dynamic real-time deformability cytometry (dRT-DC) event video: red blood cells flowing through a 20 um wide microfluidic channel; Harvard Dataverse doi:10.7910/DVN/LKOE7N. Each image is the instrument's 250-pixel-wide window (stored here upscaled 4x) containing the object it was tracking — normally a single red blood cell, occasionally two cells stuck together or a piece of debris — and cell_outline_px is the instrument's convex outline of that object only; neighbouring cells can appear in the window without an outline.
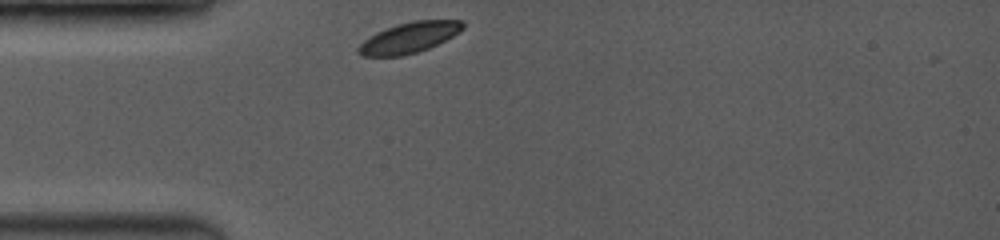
{"species": "common noctule bat (a hibernating species)", "species_latin": "Nyctalus noctula", "temperature_condition": "room temperature", "stored_images_in_passage": 35, "camera_frame_rate_fps": 3500, "um_per_image_px": 0.085, "animal": {"sex": "female", "body_mass_g": 19.0, "forearm_length_mm": 53.3}, "frame": {"image": 1, "passage_image": 1, "time_ms": 0.0, "image_size_px": [1000, 240], "cell_outline_px": [[464, 28], [460, 32], [428, 48], [404, 56], [360, 56], [356, 52], [356, 48], [364, 40], [376, 32], [396, 24], [412, 20], [464, 20]], "centroid_in_image_um": [34.75, 3.19], "position_along_channel_um": 50.2, "area_um2": 18.73}}
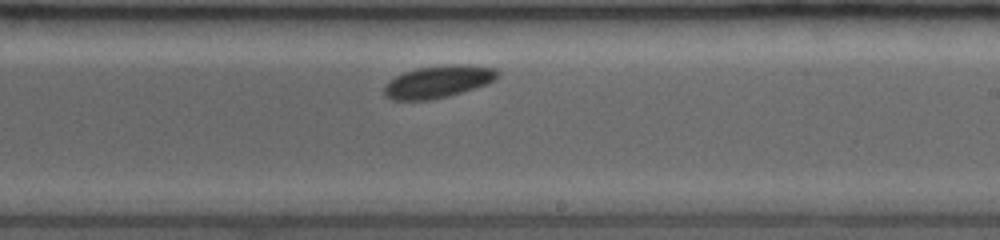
{"frame": {"image": 2, "passage_image": 20, "time_ms": 5.429, "image_size_px": [1000, 240], "cell_outline_px": [[500, 72], [496, 80], [488, 84], [448, 96], [428, 100], [392, 100], [384, 96], [384, 84], [388, 80], [404, 72], [416, 68], [452, 64], [464, 64], [496, 68]], "centroid_in_image_um": [37.24, 6.94], "position_along_channel_um": 251.8, "area_um2": 21.56}}
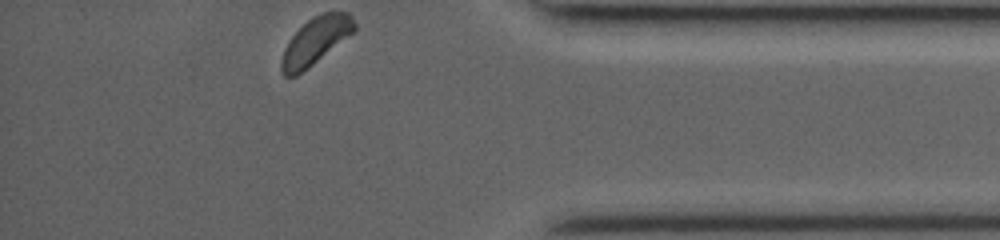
{"frame": {"image": 3, "passage_image": 35, "time_ms": 9.714, "image_size_px": [1000, 240], "cell_outline_px": [[356, 32], [296, 76], [284, 76], [280, 72], [280, 60], [284, 48], [288, 40], [312, 16], [324, 12], [348, 12], [352, 16], [356, 24]], "centroid_in_image_um": [26.83, 3.47], "position_along_channel_um": 408.4, "area_um2": 20.17}, "authors_computed_cell_mechanics": {"area_um2": 20.519, "velocity_mm_per_s": 3.9319, "shape_relaxation_time_tau1_ms": 0.7935, "shape_relaxation_time_tau2_ms": null, "deformation_change_tau1": 0.0315, "deformation_change_tau2": null}}